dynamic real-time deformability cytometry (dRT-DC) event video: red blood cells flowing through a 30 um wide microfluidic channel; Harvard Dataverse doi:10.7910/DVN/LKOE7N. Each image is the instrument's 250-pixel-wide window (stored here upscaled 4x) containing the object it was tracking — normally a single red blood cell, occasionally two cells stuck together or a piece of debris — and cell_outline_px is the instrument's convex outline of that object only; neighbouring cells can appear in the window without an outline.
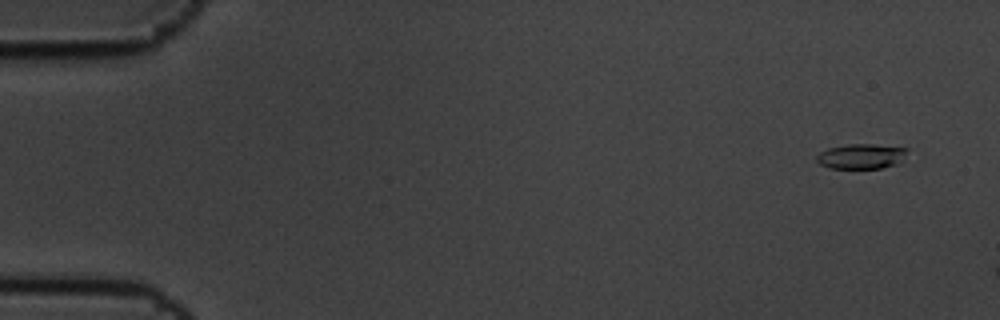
{"species": "common noctule bat (a hibernating species)", "species_latin": "Nyctalus noctula", "temperature_condition": "cold", "stored_images_in_passage": 3, "camera_frame_rate_fps": 3000, "um_per_image_px": 0.085, "animal": {"sex": "male", "body_mass_g": 19.5, "forearm_length_mm": 54.6}, "frame": {"image": 1, "passage_image": 1, "time_ms": 0.0, "image_size_px": [1000, 320], "cell_outline_px": [[908, 148], [900, 160], [896, 164], [880, 168], [828, 168], [820, 164], [816, 160], [816, 156], [820, 152], [828, 148], [848, 144], [872, 144]], "centroid_in_image_um": [73.15, 13.28], "position_along_channel_um": 11.9, "area_um2": 13.01}}